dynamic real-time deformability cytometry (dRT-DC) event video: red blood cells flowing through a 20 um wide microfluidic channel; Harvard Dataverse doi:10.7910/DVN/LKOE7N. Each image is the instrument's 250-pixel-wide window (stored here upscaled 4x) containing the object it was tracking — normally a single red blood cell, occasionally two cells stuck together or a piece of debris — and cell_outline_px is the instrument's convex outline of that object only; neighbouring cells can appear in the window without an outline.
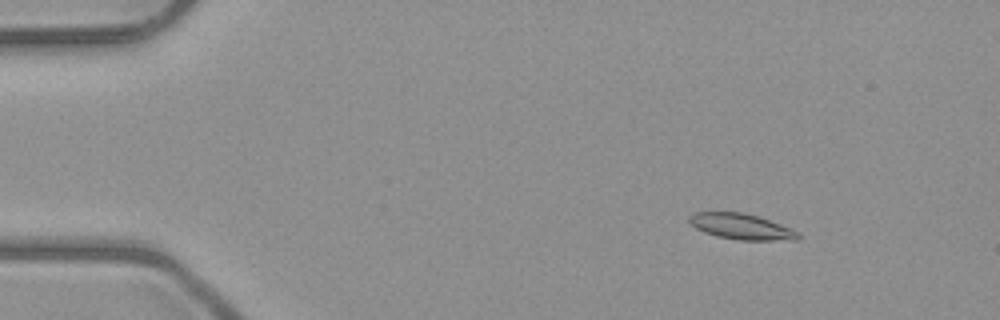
{"species": "common noctule bat (a hibernating species)", "species_latin": "Nyctalus noctula", "temperature_condition": "room temperature", "stored_images_in_passage": 7, "camera_frame_rate_fps": 3000, "um_per_image_px": 0.085, "animal": {"sex": "male", "body_mass_g": 23.1, "forearm_length_mm": 52.7}, "frame": {"image": 1, "passage_image": 1, "time_ms": 0.0, "image_size_px": [1000, 320], "cell_outline_px": [[800, 236], [796, 240], [740, 240], [716, 236], [704, 232], [696, 228], [688, 220], [688, 216], [692, 212], [744, 212], [780, 224], [796, 232]], "centroid_in_image_um": [62.95, 19.25], "position_along_channel_um": 22.1, "area_um2": 16.13}}
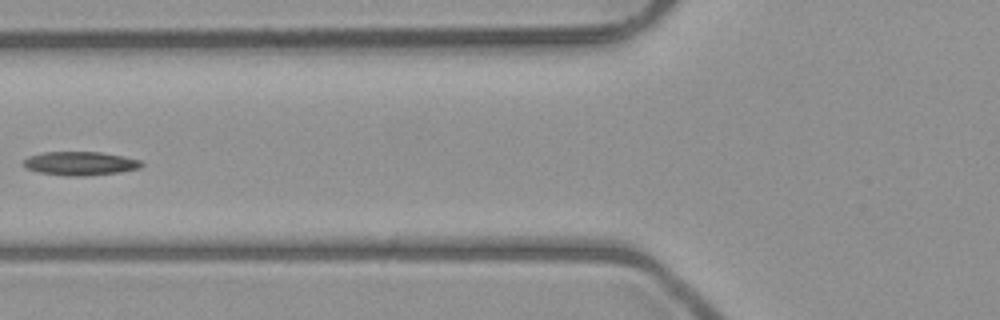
{"frame": {"image": 2, "passage_image": 5, "time_ms": 4.667, "image_size_px": [1000, 320], "cell_outline_px": [[144, 164], [140, 168], [120, 172], [80, 176], [68, 176], [40, 172], [24, 168], [20, 164], [28, 156], [44, 152], [100, 152], [124, 156], [140, 160]], "centroid_in_image_um": [6.79, 13.89], "position_along_channel_um": 119.0, "area_um2": 16.36}}
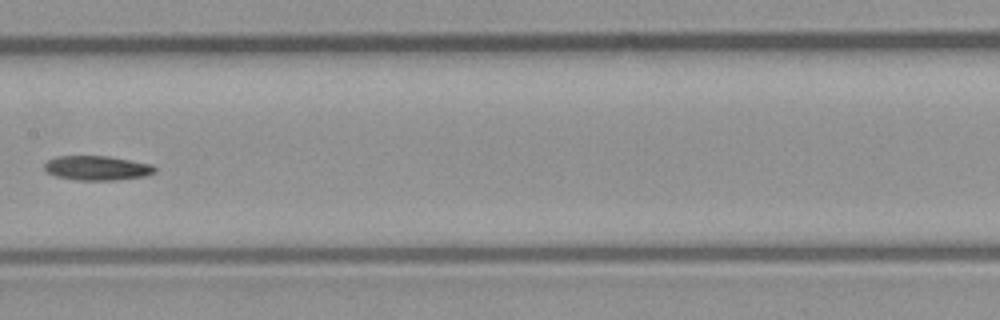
{"frame": {"image": 3, "passage_image": 7, "time_ms": 6.667, "image_size_px": [1000, 320], "cell_outline_px": [[156, 172], [144, 176], [116, 180], [76, 180], [56, 176], [48, 172], [44, 168], [44, 164], [48, 160], [56, 156], [108, 156], [152, 164], [156, 168]], "centroid_in_image_um": [8.26, 14.28], "position_along_channel_um": 199.1, "area_um2": 15.72}}